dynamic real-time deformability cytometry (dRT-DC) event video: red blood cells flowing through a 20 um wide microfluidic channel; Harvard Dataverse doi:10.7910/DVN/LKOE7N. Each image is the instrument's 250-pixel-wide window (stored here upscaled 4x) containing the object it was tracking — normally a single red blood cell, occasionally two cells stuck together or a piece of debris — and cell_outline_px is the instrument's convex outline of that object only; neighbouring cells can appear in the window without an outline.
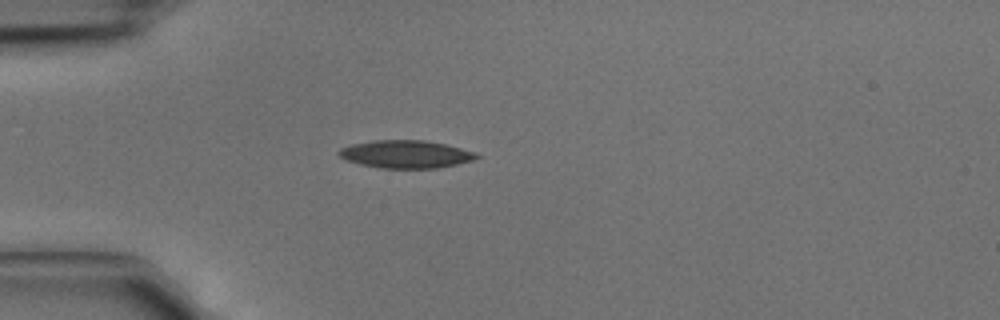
{"species": "common noctule bat (a hibernating species)", "species_latin": "Nyctalus noctula", "temperature_condition": "cold", "stored_images_in_passage": 3, "camera_frame_rate_fps": 3000, "um_per_image_px": 0.085, "animal": {"sex": "male", "body_mass_g": 15.6}, "frame": {"image": 1, "passage_image": 3, "time_ms": 0.667, "image_size_px": [1000, 320], "cell_outline_px": [[480, 156], [476, 160], [440, 168], [380, 168], [360, 164], [344, 160], [336, 152], [340, 148], [352, 144], [372, 140], [424, 140], [444, 144], [476, 152]], "centroid_in_image_um": [34.49, 13.11], "position_along_channel_um": 50.5, "area_um2": 22.48}}